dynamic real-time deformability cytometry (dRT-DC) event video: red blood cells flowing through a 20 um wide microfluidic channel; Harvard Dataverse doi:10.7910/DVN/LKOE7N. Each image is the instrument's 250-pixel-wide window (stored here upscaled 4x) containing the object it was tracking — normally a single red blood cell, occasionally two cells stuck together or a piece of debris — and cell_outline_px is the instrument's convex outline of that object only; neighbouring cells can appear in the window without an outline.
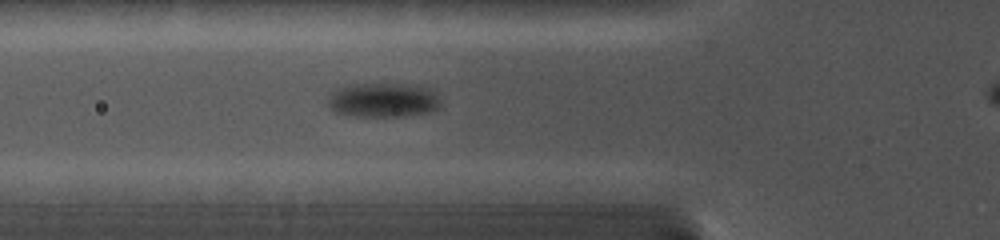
{"species": "common noctule bat (a hibernating species)", "species_latin": "Nyctalus noctula", "temperature_condition": "cold", "stored_images_in_passage": 28, "camera_frame_rate_fps": 5000, "um_per_image_px": 0.085, "animal": {"sex": "female", "body_mass_g": 19.0, "forearm_length_mm": 56.7}, "frame": {"image": 1, "passage_image": 2, "time_ms": 0.4, "image_size_px": [1000, 240], "cell_outline_px": [[444, 104], [440, 108], [428, 112], [400, 116], [352, 116], [336, 112], [328, 108], [328, 96], [336, 88], [348, 84], [380, 80], [428, 84], [436, 92]], "centroid_in_image_um": [32.64, 8.41], "position_along_channel_um": 93.2, "area_um2": 24.51}}
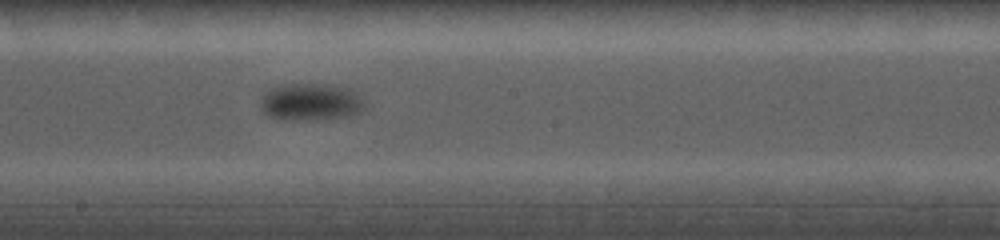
{"frame": {"image": 2, "passage_image": 11, "time_ms": 3.8, "image_size_px": [1000, 240], "cell_outline_px": [[368, 108], [360, 112], [348, 116], [316, 120], [280, 120], [260, 112], [260, 100], [264, 92], [276, 84], [328, 84], [352, 88], [364, 100]], "centroid_in_image_um": [26.4, 8.67], "position_along_channel_um": 221.8, "area_um2": 23.47}}
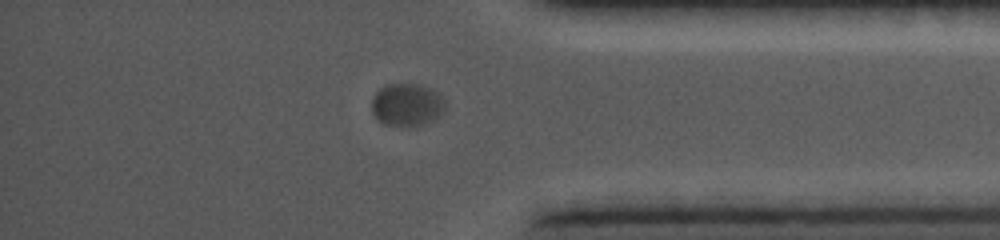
{"frame": {"image": 3, "passage_image": 24, "time_ms": 8.6, "image_size_px": [1000, 240], "cell_outline_px": [[444, 112], [436, 120], [404, 128], [384, 124], [376, 120], [372, 112], [372, 100], [376, 92], [380, 88], [388, 84], [420, 84], [432, 88], [444, 100]], "centroid_in_image_um": [34.58, 8.93], "position_along_channel_um": 400.6, "area_um2": 18.61}}